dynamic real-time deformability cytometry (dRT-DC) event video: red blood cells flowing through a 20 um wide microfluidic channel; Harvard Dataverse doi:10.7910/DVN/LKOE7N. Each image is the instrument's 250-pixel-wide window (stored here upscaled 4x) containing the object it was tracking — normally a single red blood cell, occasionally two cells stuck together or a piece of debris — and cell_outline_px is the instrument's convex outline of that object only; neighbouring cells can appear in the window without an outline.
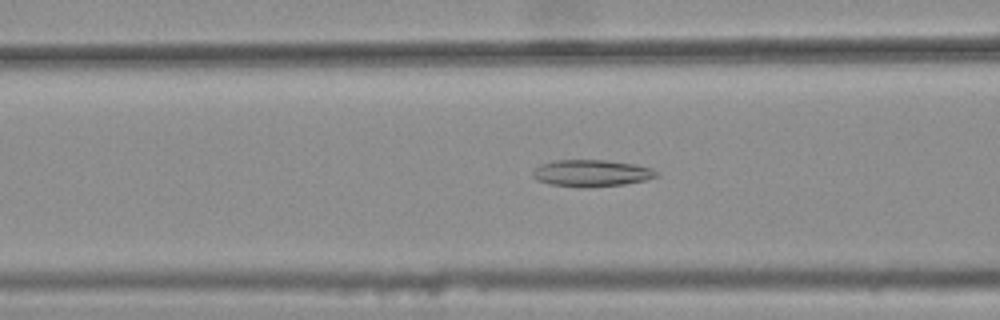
{"species": "common noctule bat (a hibernating species)", "species_latin": "Nyctalus noctula", "temperature_condition": "warm", "stored_images_in_passage": 41, "camera_frame_rate_fps": 3000, "um_per_image_px": 0.085, "animal": {"sex": "female", "body_mass_g": 25.1}, "frame": {"image": 1, "passage_image": 20, "time_ms": 6.333, "image_size_px": [1000, 320], "cell_outline_px": [[660, 176], [644, 180], [624, 184], [588, 188], [580, 188], [548, 184], [536, 180], [532, 176], [532, 172], [540, 164], [556, 160], [604, 160], [636, 164], [652, 168]], "centroid_in_image_um": [50.25, 14.73], "position_along_channel_um": 116.3, "area_um2": 19.54}}
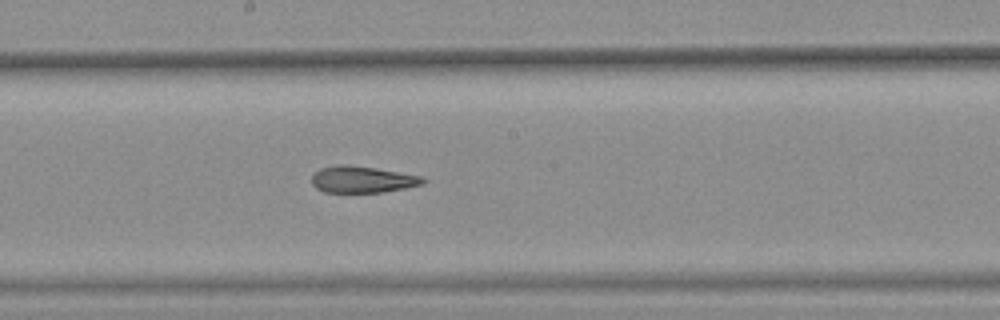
{"frame": {"image": 2, "passage_image": 28, "time_ms": 9.0, "image_size_px": [1000, 320], "cell_outline_px": [[428, 180], [424, 184], [404, 188], [380, 192], [324, 192], [316, 188], [312, 184], [312, 176], [320, 168], [340, 164], [348, 164], [376, 168], [420, 176]], "centroid_in_image_um": [30.79, 15.25], "position_along_channel_um": 217.4, "area_um2": 17.17}}
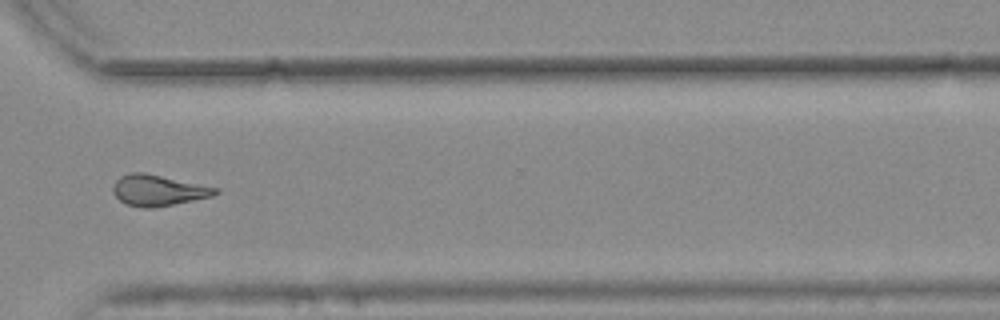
{"frame": {"image": 3, "passage_image": 39, "time_ms": 12.667, "image_size_px": [1000, 320], "cell_outline_px": [[220, 192], [212, 196], [152, 208], [144, 208], [128, 204], [120, 200], [116, 196], [112, 188], [116, 180], [120, 176], [132, 172], [144, 172], [220, 188]], "centroid_in_image_um": [13.46, 16.16], "position_along_channel_um": 357.1, "area_um2": 18.26}, "authors_computed_cell_mechanics": {"area_um2": 19.1318, "velocity_mm_per_s": 3.7962, "shape_relaxation_time_tau1_ms": null, "shape_relaxation_time_tau2_ms": 2.221, "deformation_change_tau1": null, "deformation_change_tau2": 0.1134}}